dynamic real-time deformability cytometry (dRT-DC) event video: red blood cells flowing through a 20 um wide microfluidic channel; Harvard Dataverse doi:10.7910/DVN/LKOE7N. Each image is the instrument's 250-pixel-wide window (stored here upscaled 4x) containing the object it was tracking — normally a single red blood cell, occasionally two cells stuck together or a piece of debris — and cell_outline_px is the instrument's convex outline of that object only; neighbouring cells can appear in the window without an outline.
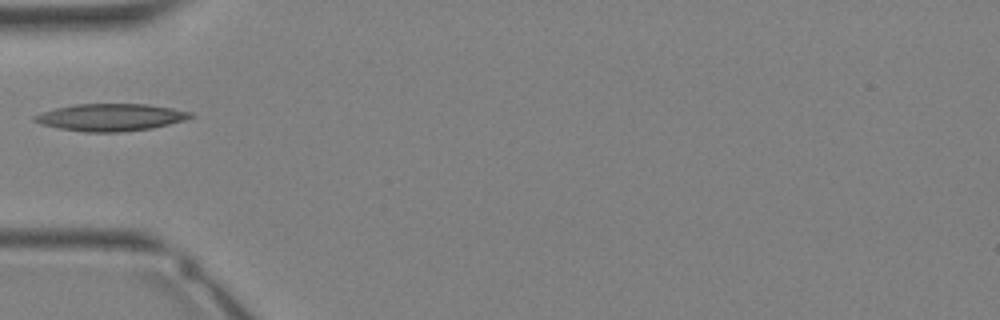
{"species": "Egyptian fruit bat (a non-hibernating species)", "species_latin": "Rousettus aegyptiacus", "temperature_condition": "warm", "stored_images_in_passage": 21, "camera_frame_rate_fps": 3000, "um_per_image_px": 0.085, "animal": {"sex": "female"}, "frame": {"image": 1, "passage_image": 1, "time_ms": 0.0, "image_size_px": [1000, 320], "cell_outline_px": [[196, 116], [184, 120], [152, 128], [120, 132], [84, 132], [60, 128], [40, 124], [32, 120], [32, 116], [56, 108], [76, 104], [144, 104], [172, 108], [192, 112]], "centroid_in_image_um": [9.41, 9.97], "position_along_channel_um": 75.6, "area_um2": 24.62}}
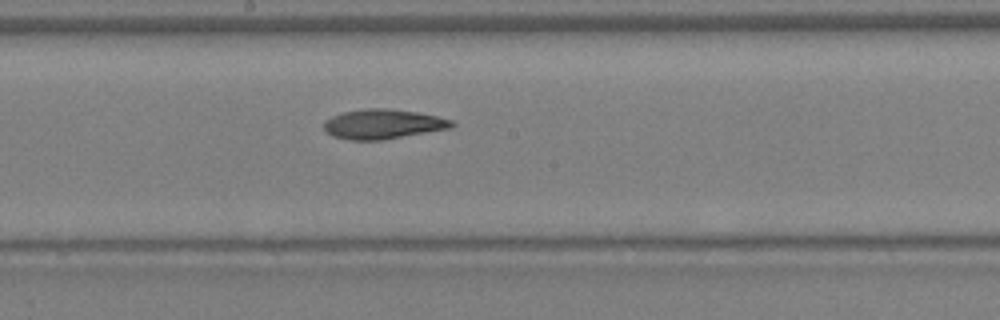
{"frame": {"image": 2, "passage_image": 8, "time_ms": 2.333, "image_size_px": [1000, 320], "cell_outline_px": [[456, 124], [452, 128], [380, 140], [348, 140], [332, 136], [324, 128], [324, 120], [332, 116], [344, 112], [368, 108], [388, 108], [416, 112], [436, 116], [452, 120]], "centroid_in_image_um": [32.55, 10.55], "position_along_channel_um": 215.6, "area_um2": 22.02}}
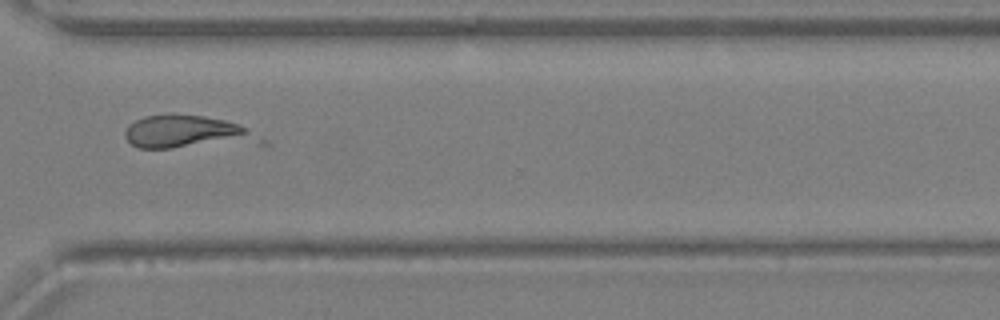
{"frame": {"image": 3, "passage_image": 15, "time_ms": 4.667, "image_size_px": [1000, 320], "cell_outline_px": [[272, 144], [268, 148], [140, 148], [132, 144], [124, 136], [124, 132], [128, 124], [144, 116], [204, 116], [224, 120], [248, 128], [268, 140]], "centroid_in_image_um": [16.27, 11.35], "position_along_channel_um": 354.3, "area_um2": 27.74}}